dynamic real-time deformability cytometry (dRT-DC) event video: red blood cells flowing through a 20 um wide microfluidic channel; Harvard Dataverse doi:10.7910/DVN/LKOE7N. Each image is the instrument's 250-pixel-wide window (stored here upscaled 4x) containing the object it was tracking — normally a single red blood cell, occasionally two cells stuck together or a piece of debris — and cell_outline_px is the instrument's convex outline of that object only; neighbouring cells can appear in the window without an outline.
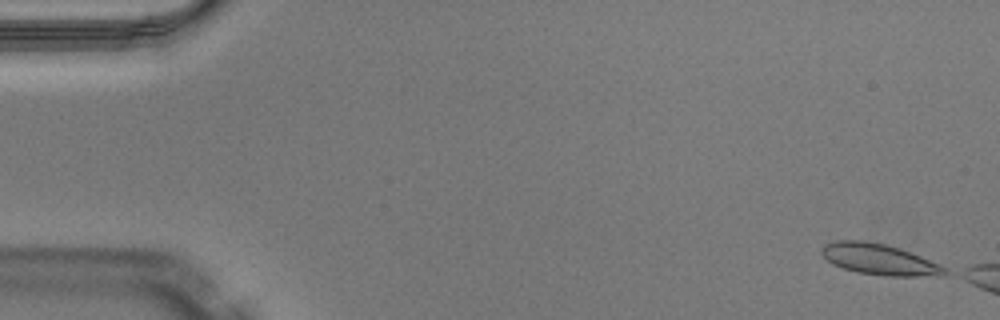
{"species": "Egyptian fruit bat (a non-hibernating species)", "species_latin": "Rousettus aegyptiacus", "temperature_condition": "warm", "stored_images_in_passage": 6, "camera_frame_rate_fps": 3000, "um_per_image_px": 0.085, "animal": {"sex": "male"}, "frame": {"image": 1, "passage_image": 1, "time_ms": 0.0, "image_size_px": [1000, 320], "cell_outline_px": [[952, 272], [948, 276], [884, 276], [856, 272], [832, 264], [820, 252], [820, 248], [824, 244], [836, 240], [864, 240], [884, 244], [900, 248], [940, 264]], "centroid_in_image_um": [74.78, 22.05], "position_along_channel_um": 10.2, "area_um2": 22.54}}